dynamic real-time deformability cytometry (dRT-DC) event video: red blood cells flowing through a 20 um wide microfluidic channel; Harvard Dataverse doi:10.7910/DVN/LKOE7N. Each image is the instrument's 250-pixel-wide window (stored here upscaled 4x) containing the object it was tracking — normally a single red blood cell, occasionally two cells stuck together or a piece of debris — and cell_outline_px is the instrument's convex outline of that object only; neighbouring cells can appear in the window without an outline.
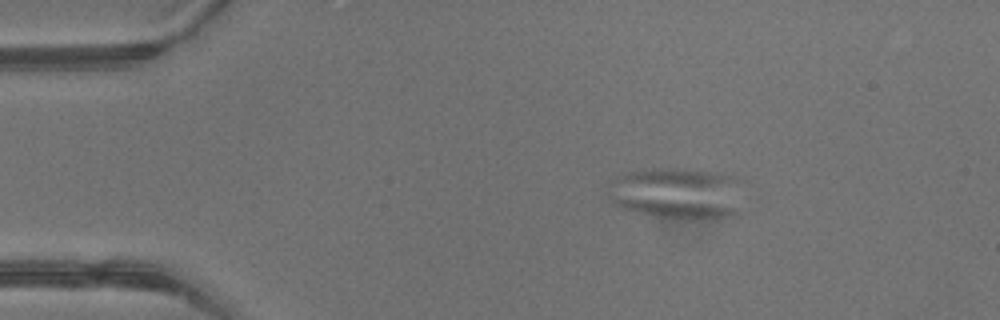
{"species": "common noctule bat (a hibernating species)", "species_latin": "Nyctalus noctula", "temperature_condition": "warm", "stored_images_in_passage": 3, "camera_frame_rate_fps": 3000, "um_per_image_px": 0.085, "animal": {"sex": "male", "body_mass_g": 13.3}, "frame": {"image": 1, "passage_image": 1, "time_ms": 0.0, "image_size_px": [1000, 320], "cell_outline_px": [[744, 176], [740, 212], [732, 216], [692, 220], [660, 216], [640, 212], [624, 208], [612, 204], [612, 180], [616, 176], [628, 172], [656, 168], [680, 168], [732, 172]], "centroid_in_image_um": [57.77, 16.39], "position_along_channel_um": 27.2, "area_um2": 41.73}}